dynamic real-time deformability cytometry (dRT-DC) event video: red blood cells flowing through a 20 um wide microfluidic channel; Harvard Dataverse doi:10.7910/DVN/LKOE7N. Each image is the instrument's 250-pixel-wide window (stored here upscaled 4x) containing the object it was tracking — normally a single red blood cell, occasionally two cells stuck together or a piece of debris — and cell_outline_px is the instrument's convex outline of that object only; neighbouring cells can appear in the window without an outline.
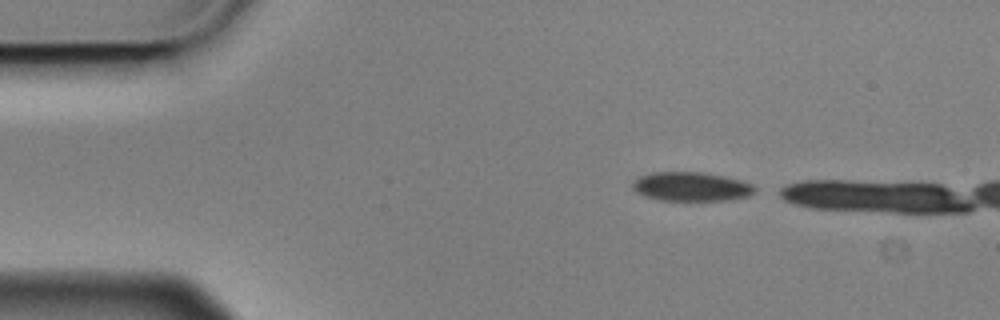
{"species": "Egyptian fruit bat (a non-hibernating species)", "species_latin": "Rousettus aegyptiacus", "temperature_condition": "cold", "stored_images_in_passage": 4, "camera_frame_rate_fps": 3000, "um_per_image_px": 0.085, "animal": {"sex": "male"}, "frame": {"image": 1, "passage_image": 1, "time_ms": 0.0, "image_size_px": [1000, 320], "cell_outline_px": [[756, 192], [748, 196], [728, 200], [660, 200], [644, 196], [636, 192], [632, 188], [632, 184], [640, 176], [652, 172], [704, 172], [724, 176], [740, 180], [752, 184], [756, 188]], "centroid_in_image_um": [58.76, 15.86], "position_along_channel_um": 26.2, "area_um2": 20.69}}